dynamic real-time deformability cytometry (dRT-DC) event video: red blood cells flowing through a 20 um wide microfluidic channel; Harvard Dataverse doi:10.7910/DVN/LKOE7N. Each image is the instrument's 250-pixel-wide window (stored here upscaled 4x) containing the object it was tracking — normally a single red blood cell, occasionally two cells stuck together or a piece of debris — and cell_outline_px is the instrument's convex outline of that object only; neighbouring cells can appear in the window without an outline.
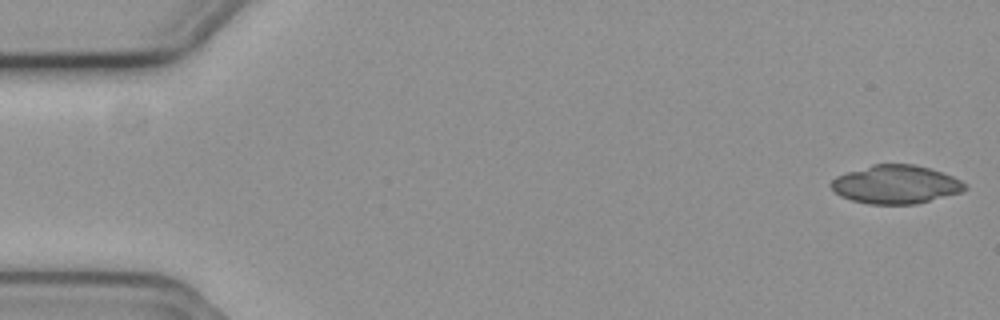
{"species": "common noctule bat (a hibernating species)", "species_latin": "Nyctalus noctula", "temperature_condition": "cold", "stored_images_in_passage": 55, "segment_of_instrument_passage": [1, 2], "camera_frame_rate_fps": 3000, "um_per_image_px": 0.085, "animal": {"sex": "female", "body_mass_g": 19.3, "forearm_length_mm": 54.1}, "frame": {"image": 1, "passage_image": 1, "time_ms": 0.0, "image_size_px": [1000, 320], "cell_outline_px": [[968, 188], [960, 192], [916, 204], [868, 204], [852, 200], [840, 196], [828, 184], [836, 176], [872, 164], [916, 164], [944, 172], [968, 184]], "centroid_in_image_um": [76.15, 15.67], "position_along_channel_um": 8.8, "area_um2": 30.06}}